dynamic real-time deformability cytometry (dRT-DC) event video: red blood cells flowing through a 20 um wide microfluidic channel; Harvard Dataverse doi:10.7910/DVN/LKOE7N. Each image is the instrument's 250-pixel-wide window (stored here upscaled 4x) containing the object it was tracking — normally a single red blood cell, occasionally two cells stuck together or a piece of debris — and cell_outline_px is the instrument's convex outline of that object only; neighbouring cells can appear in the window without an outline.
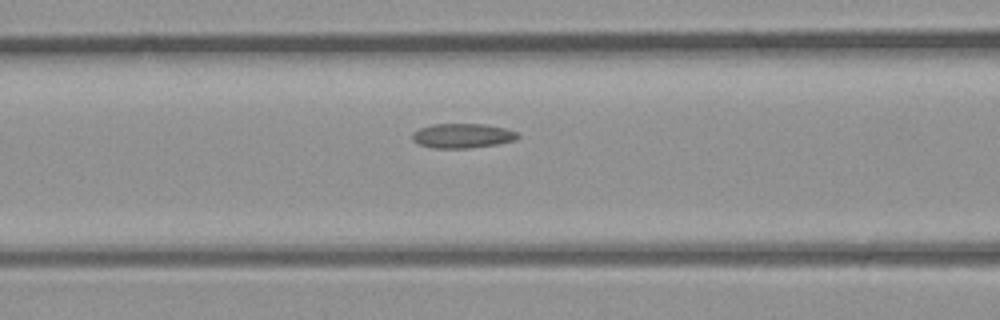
{"species": "common noctule bat (a hibernating species)", "species_latin": "Nyctalus noctula", "temperature_condition": "room temperature", "stored_images_in_passage": 11, "camera_frame_rate_fps": 3000, "um_per_image_px": 0.085, "animal": {"sex": "male", "body_mass_g": 23.1, "forearm_length_mm": 52.7}, "frame": {"image": 1, "passage_image": 5, "time_ms": 1.333, "image_size_px": [1000, 320], "cell_outline_px": [[520, 136], [516, 140], [496, 144], [468, 148], [436, 148], [420, 144], [412, 140], [412, 136], [420, 128], [432, 124], [484, 124], [504, 128], [516, 132]], "centroid_in_image_um": [39.33, 11.53], "position_along_channel_um": 127.3, "area_um2": 14.85}}
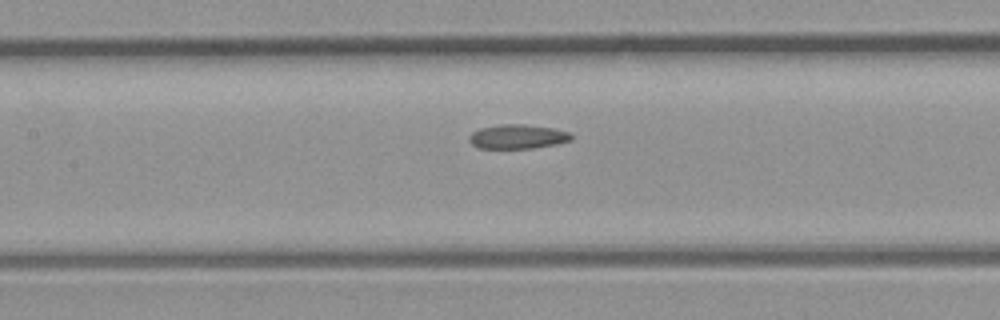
{"frame": {"image": 2, "passage_image": 7, "time_ms": 2.0, "image_size_px": [1000, 320], "cell_outline_px": [[572, 140], [556, 144], [532, 148], [480, 148], [472, 144], [468, 140], [468, 136], [472, 132], [480, 128], [500, 124], [524, 124], [552, 128], [568, 132], [572, 136]], "centroid_in_image_um": [43.97, 11.61], "position_along_channel_um": 163.4, "area_um2": 14.39}}
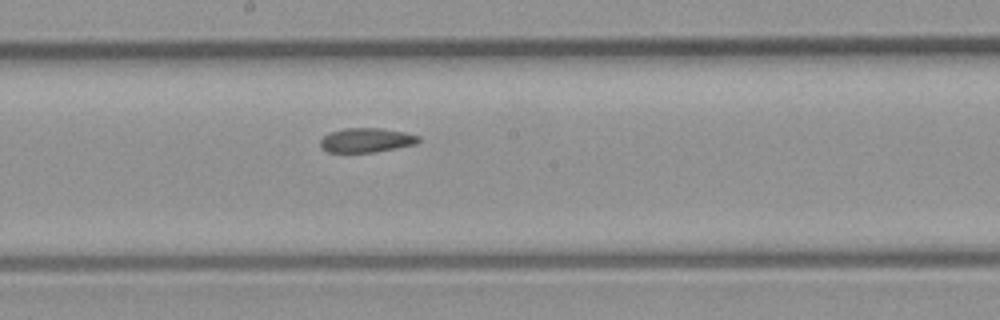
{"frame": {"image": 3, "passage_image": 10, "time_ms": 3.0, "image_size_px": [1000, 320], "cell_outline_px": [[420, 140], [416, 144], [372, 152], [328, 152], [320, 148], [320, 140], [324, 136], [332, 132], [344, 128], [380, 128], [404, 132], [420, 136]], "centroid_in_image_um": [31.13, 11.91], "position_along_channel_um": 217.1, "area_um2": 13.81}}